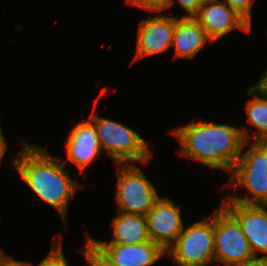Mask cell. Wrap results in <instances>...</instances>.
Masks as SVG:
<instances>
[{
    "label": "cell",
    "instance_id": "obj_1",
    "mask_svg": "<svg viewBox=\"0 0 267 266\" xmlns=\"http://www.w3.org/2000/svg\"><path fill=\"white\" fill-rule=\"evenodd\" d=\"M172 134L180 143L181 156L229 173L244 151V142L251 141L246 128L203 121L202 118L174 129Z\"/></svg>",
    "mask_w": 267,
    "mask_h": 266
},
{
    "label": "cell",
    "instance_id": "obj_2",
    "mask_svg": "<svg viewBox=\"0 0 267 266\" xmlns=\"http://www.w3.org/2000/svg\"><path fill=\"white\" fill-rule=\"evenodd\" d=\"M10 164L28 187L48 205L57 210L66 221L69 200L79 188H83L70 177L63 161L52 157L46 147L28 144L22 141L21 152Z\"/></svg>",
    "mask_w": 267,
    "mask_h": 266
},
{
    "label": "cell",
    "instance_id": "obj_3",
    "mask_svg": "<svg viewBox=\"0 0 267 266\" xmlns=\"http://www.w3.org/2000/svg\"><path fill=\"white\" fill-rule=\"evenodd\" d=\"M98 99H95L93 111L88 119L96 128L101 150L104 149L117 164H147L153 153L145 139L120 122L96 115Z\"/></svg>",
    "mask_w": 267,
    "mask_h": 266
},
{
    "label": "cell",
    "instance_id": "obj_4",
    "mask_svg": "<svg viewBox=\"0 0 267 266\" xmlns=\"http://www.w3.org/2000/svg\"><path fill=\"white\" fill-rule=\"evenodd\" d=\"M246 152H241L226 186L243 187L252 196H227V200L243 204L267 203V142L245 141Z\"/></svg>",
    "mask_w": 267,
    "mask_h": 266
},
{
    "label": "cell",
    "instance_id": "obj_5",
    "mask_svg": "<svg viewBox=\"0 0 267 266\" xmlns=\"http://www.w3.org/2000/svg\"><path fill=\"white\" fill-rule=\"evenodd\" d=\"M165 253L178 266H213L210 263L215 261L214 212L208 219L183 228Z\"/></svg>",
    "mask_w": 267,
    "mask_h": 266
},
{
    "label": "cell",
    "instance_id": "obj_6",
    "mask_svg": "<svg viewBox=\"0 0 267 266\" xmlns=\"http://www.w3.org/2000/svg\"><path fill=\"white\" fill-rule=\"evenodd\" d=\"M116 206L118 212L146 216L159 198L154 184L135 164H117Z\"/></svg>",
    "mask_w": 267,
    "mask_h": 266
},
{
    "label": "cell",
    "instance_id": "obj_7",
    "mask_svg": "<svg viewBox=\"0 0 267 266\" xmlns=\"http://www.w3.org/2000/svg\"><path fill=\"white\" fill-rule=\"evenodd\" d=\"M215 262L234 266L255 258L237 220L221 205L214 211Z\"/></svg>",
    "mask_w": 267,
    "mask_h": 266
},
{
    "label": "cell",
    "instance_id": "obj_8",
    "mask_svg": "<svg viewBox=\"0 0 267 266\" xmlns=\"http://www.w3.org/2000/svg\"><path fill=\"white\" fill-rule=\"evenodd\" d=\"M221 205L237 220L255 257L267 258V213L263 205L222 200Z\"/></svg>",
    "mask_w": 267,
    "mask_h": 266
},
{
    "label": "cell",
    "instance_id": "obj_9",
    "mask_svg": "<svg viewBox=\"0 0 267 266\" xmlns=\"http://www.w3.org/2000/svg\"><path fill=\"white\" fill-rule=\"evenodd\" d=\"M180 210L169 197H159L146 215L150 240L165 252L185 228Z\"/></svg>",
    "mask_w": 267,
    "mask_h": 266
},
{
    "label": "cell",
    "instance_id": "obj_10",
    "mask_svg": "<svg viewBox=\"0 0 267 266\" xmlns=\"http://www.w3.org/2000/svg\"><path fill=\"white\" fill-rule=\"evenodd\" d=\"M194 19L205 30L212 43L233 29L239 28L245 33L252 29L240 14L222 0H205Z\"/></svg>",
    "mask_w": 267,
    "mask_h": 266
},
{
    "label": "cell",
    "instance_id": "obj_11",
    "mask_svg": "<svg viewBox=\"0 0 267 266\" xmlns=\"http://www.w3.org/2000/svg\"><path fill=\"white\" fill-rule=\"evenodd\" d=\"M176 17L154 15L139 24L134 60L168 51L172 47Z\"/></svg>",
    "mask_w": 267,
    "mask_h": 266
},
{
    "label": "cell",
    "instance_id": "obj_12",
    "mask_svg": "<svg viewBox=\"0 0 267 266\" xmlns=\"http://www.w3.org/2000/svg\"><path fill=\"white\" fill-rule=\"evenodd\" d=\"M110 262L117 266H152L166 255L156 243L150 241L126 245L92 243Z\"/></svg>",
    "mask_w": 267,
    "mask_h": 266
},
{
    "label": "cell",
    "instance_id": "obj_13",
    "mask_svg": "<svg viewBox=\"0 0 267 266\" xmlns=\"http://www.w3.org/2000/svg\"><path fill=\"white\" fill-rule=\"evenodd\" d=\"M67 159L84 171L101 154V147L94 124L88 119L76 124L66 138Z\"/></svg>",
    "mask_w": 267,
    "mask_h": 266
},
{
    "label": "cell",
    "instance_id": "obj_14",
    "mask_svg": "<svg viewBox=\"0 0 267 266\" xmlns=\"http://www.w3.org/2000/svg\"><path fill=\"white\" fill-rule=\"evenodd\" d=\"M111 225L113 226V238L110 242L106 240H96L90 234L87 239L91 243H115L134 245L150 241L148 234L146 216L139 214H129L118 212L113 218Z\"/></svg>",
    "mask_w": 267,
    "mask_h": 266
},
{
    "label": "cell",
    "instance_id": "obj_15",
    "mask_svg": "<svg viewBox=\"0 0 267 266\" xmlns=\"http://www.w3.org/2000/svg\"><path fill=\"white\" fill-rule=\"evenodd\" d=\"M207 37L205 30L194 17H176L172 47L175 58L191 59L205 46Z\"/></svg>",
    "mask_w": 267,
    "mask_h": 266
},
{
    "label": "cell",
    "instance_id": "obj_16",
    "mask_svg": "<svg viewBox=\"0 0 267 266\" xmlns=\"http://www.w3.org/2000/svg\"><path fill=\"white\" fill-rule=\"evenodd\" d=\"M247 95H252V99L246 102L245 110L247 123L256 129L252 135L254 142H267V97L253 86L247 90Z\"/></svg>",
    "mask_w": 267,
    "mask_h": 266
},
{
    "label": "cell",
    "instance_id": "obj_17",
    "mask_svg": "<svg viewBox=\"0 0 267 266\" xmlns=\"http://www.w3.org/2000/svg\"><path fill=\"white\" fill-rule=\"evenodd\" d=\"M62 235L59 236L55 234L53 240V246L51 251L48 253L45 259H43L38 265L34 266H68V262L66 256L63 252V243H62ZM29 266H33L32 263L29 262Z\"/></svg>",
    "mask_w": 267,
    "mask_h": 266
},
{
    "label": "cell",
    "instance_id": "obj_18",
    "mask_svg": "<svg viewBox=\"0 0 267 266\" xmlns=\"http://www.w3.org/2000/svg\"><path fill=\"white\" fill-rule=\"evenodd\" d=\"M81 247L80 252L87 260L89 266H117L110 262L88 239Z\"/></svg>",
    "mask_w": 267,
    "mask_h": 266
},
{
    "label": "cell",
    "instance_id": "obj_19",
    "mask_svg": "<svg viewBox=\"0 0 267 266\" xmlns=\"http://www.w3.org/2000/svg\"><path fill=\"white\" fill-rule=\"evenodd\" d=\"M252 26V4L254 0H224Z\"/></svg>",
    "mask_w": 267,
    "mask_h": 266
},
{
    "label": "cell",
    "instance_id": "obj_20",
    "mask_svg": "<svg viewBox=\"0 0 267 266\" xmlns=\"http://www.w3.org/2000/svg\"><path fill=\"white\" fill-rule=\"evenodd\" d=\"M175 0H167L166 2V10L169 9L173 4ZM178 1V4L182 7V9L186 12L187 15H183L182 17H194L198 11L199 8L202 6V4L205 2V0H176Z\"/></svg>",
    "mask_w": 267,
    "mask_h": 266
},
{
    "label": "cell",
    "instance_id": "obj_21",
    "mask_svg": "<svg viewBox=\"0 0 267 266\" xmlns=\"http://www.w3.org/2000/svg\"><path fill=\"white\" fill-rule=\"evenodd\" d=\"M166 2L167 0H127V3L153 13L166 10Z\"/></svg>",
    "mask_w": 267,
    "mask_h": 266
},
{
    "label": "cell",
    "instance_id": "obj_22",
    "mask_svg": "<svg viewBox=\"0 0 267 266\" xmlns=\"http://www.w3.org/2000/svg\"><path fill=\"white\" fill-rule=\"evenodd\" d=\"M0 266H29V262L13 260L10 255L2 252L0 255Z\"/></svg>",
    "mask_w": 267,
    "mask_h": 266
},
{
    "label": "cell",
    "instance_id": "obj_23",
    "mask_svg": "<svg viewBox=\"0 0 267 266\" xmlns=\"http://www.w3.org/2000/svg\"><path fill=\"white\" fill-rule=\"evenodd\" d=\"M263 96L267 97V67L257 84L253 85Z\"/></svg>",
    "mask_w": 267,
    "mask_h": 266
},
{
    "label": "cell",
    "instance_id": "obj_24",
    "mask_svg": "<svg viewBox=\"0 0 267 266\" xmlns=\"http://www.w3.org/2000/svg\"><path fill=\"white\" fill-rule=\"evenodd\" d=\"M234 266H267V258L260 255L259 257H255Z\"/></svg>",
    "mask_w": 267,
    "mask_h": 266
},
{
    "label": "cell",
    "instance_id": "obj_25",
    "mask_svg": "<svg viewBox=\"0 0 267 266\" xmlns=\"http://www.w3.org/2000/svg\"><path fill=\"white\" fill-rule=\"evenodd\" d=\"M6 141L2 132V127L0 125V166L3 160L4 155L6 154L7 150Z\"/></svg>",
    "mask_w": 267,
    "mask_h": 266
},
{
    "label": "cell",
    "instance_id": "obj_26",
    "mask_svg": "<svg viewBox=\"0 0 267 266\" xmlns=\"http://www.w3.org/2000/svg\"><path fill=\"white\" fill-rule=\"evenodd\" d=\"M265 207L266 213H267V203L262 204Z\"/></svg>",
    "mask_w": 267,
    "mask_h": 266
}]
</instances>
